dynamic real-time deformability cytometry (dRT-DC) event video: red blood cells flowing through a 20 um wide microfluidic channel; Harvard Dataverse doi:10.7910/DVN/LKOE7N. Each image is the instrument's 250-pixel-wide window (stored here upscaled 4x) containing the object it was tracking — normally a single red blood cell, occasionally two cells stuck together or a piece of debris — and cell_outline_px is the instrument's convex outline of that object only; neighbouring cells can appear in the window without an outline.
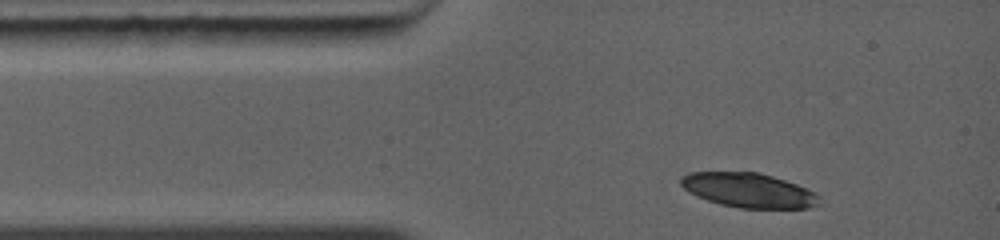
{"species": "common noctule bat (a hibernating species)", "species_latin": "Nyctalus noctula", "temperature_condition": "warm", "stored_images_in_passage": 1, "camera_frame_rate_fps": 5000, "um_per_image_px": 0.085, "animal": {"sex": "female", "body_mass_g": 19.0, "forearm_length_mm": 56.7}, "frame": {"image": 1, "passage_image": 1, "time_ms": 0.0, "image_size_px": [1000, 240], "cell_outline_px": [[820, 204], [808, 208], [740, 208], [720, 204], [696, 196], [688, 192], [680, 184], [680, 176], [688, 172], [756, 172], [772, 176], [796, 184], [820, 196]], "centroid_in_image_um": [63.59, 16.17], "position_along_channel_um": 21.4, "area_um2": 27.74}}